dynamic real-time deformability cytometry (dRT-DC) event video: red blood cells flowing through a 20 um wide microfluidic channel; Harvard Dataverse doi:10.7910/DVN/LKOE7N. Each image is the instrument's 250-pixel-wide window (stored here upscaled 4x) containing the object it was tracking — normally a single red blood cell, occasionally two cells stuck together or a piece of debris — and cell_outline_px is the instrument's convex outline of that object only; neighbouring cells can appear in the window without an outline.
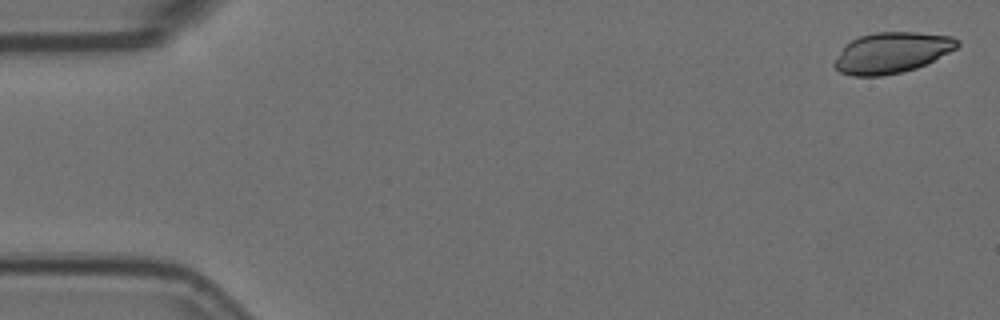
{"species": "Egyptian fruit bat (a non-hibernating species)", "species_latin": "Rousettus aegyptiacus", "temperature_condition": "room temperature", "stored_images_in_passage": 6, "segment_of_instrument_passage": [1, 2], "camera_frame_rate_fps": 3000, "um_per_image_px": 0.085, "animal": {"sex": "female"}, "frame": {"image": 1, "passage_image": 1, "time_ms": 0.0, "image_size_px": [1000, 320], "cell_outline_px": [[960, 44], [956, 48], [916, 68], [884, 76], [852, 76], [840, 72], [832, 64], [844, 44], [860, 36], [876, 32], [916, 32], [952, 36], [960, 40]], "centroid_in_image_um": [75.77, 4.47], "position_along_channel_um": 9.2, "area_um2": 29.13}}
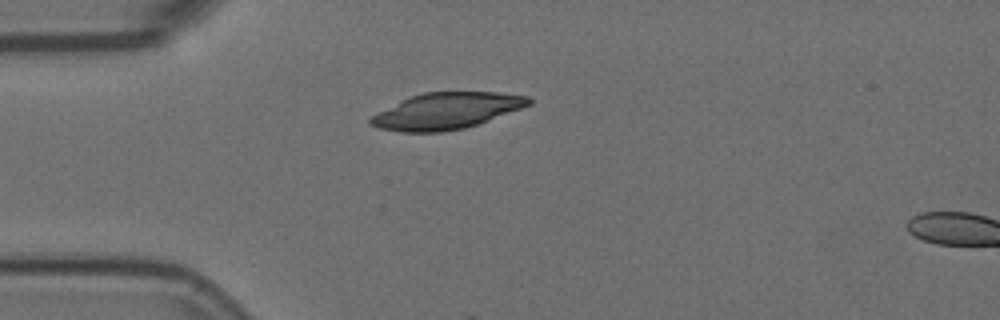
{"frame": {"image": 2, "passage_image": 4, "time_ms": 1.0, "image_size_px": [1000, 320], "cell_outline_px": [[532, 104], [476, 124], [464, 128], [440, 132], [400, 132], [380, 128], [368, 124], [368, 120], [372, 116], [412, 96], [424, 92], [500, 92], [528, 96], [532, 100]], "centroid_in_image_um": [37.97, 9.43], "position_along_channel_um": 47.0, "area_um2": 32.89}}